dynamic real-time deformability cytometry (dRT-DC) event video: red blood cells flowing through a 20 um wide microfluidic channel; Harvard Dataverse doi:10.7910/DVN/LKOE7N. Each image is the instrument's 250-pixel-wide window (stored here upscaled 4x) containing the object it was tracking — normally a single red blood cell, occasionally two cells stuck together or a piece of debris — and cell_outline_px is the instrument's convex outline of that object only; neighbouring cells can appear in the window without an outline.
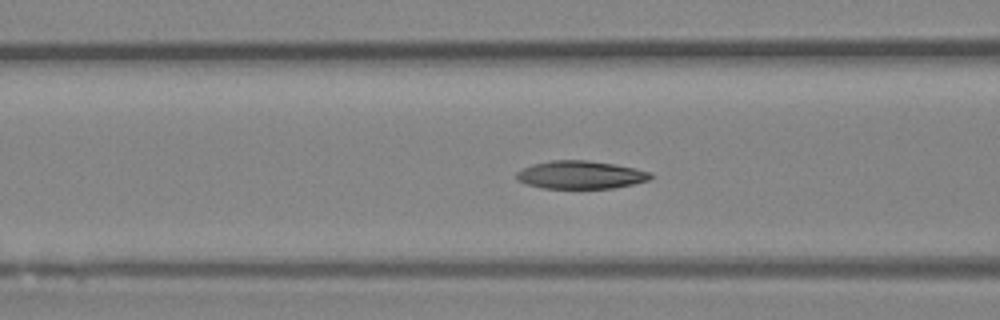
{"species": "Egyptian fruit bat (a non-hibernating species)", "species_latin": "Rousettus aegyptiacus", "temperature_condition": "room temperature", "stored_images_in_passage": 51, "camera_frame_rate_fps": 3000, "um_per_image_px": 0.085, "animal": {"sex": "female"}, "frame": {"image": 1, "passage_image": 20, "time_ms": 6.333, "image_size_px": [1000, 320], "cell_outline_px": [[652, 176], [648, 180], [632, 184], [612, 188], [540, 188], [524, 184], [516, 180], [516, 172], [532, 164], [552, 160], [588, 160], [636, 168], [652, 172]], "centroid_in_image_um": [49.31, 14.86], "position_along_channel_um": 117.3, "area_um2": 21.91}}
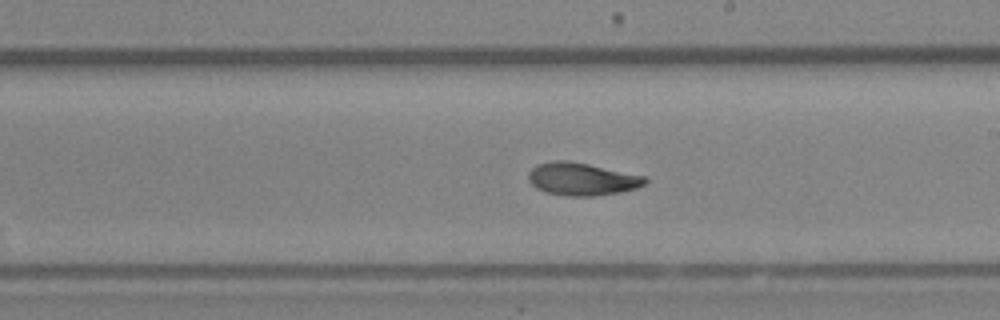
{"frame": {"image": 2, "passage_image": 29, "time_ms": 9.333, "image_size_px": [1000, 320], "cell_outline_px": [[648, 180], [644, 184], [636, 188], [620, 192], [592, 196], [568, 196], [544, 192], [536, 188], [528, 180], [528, 172], [536, 164], [552, 160], [568, 160], [648, 176]], "centroid_in_image_um": [49.45, 15.21], "position_along_channel_um": 239.6, "area_um2": 22.43}}
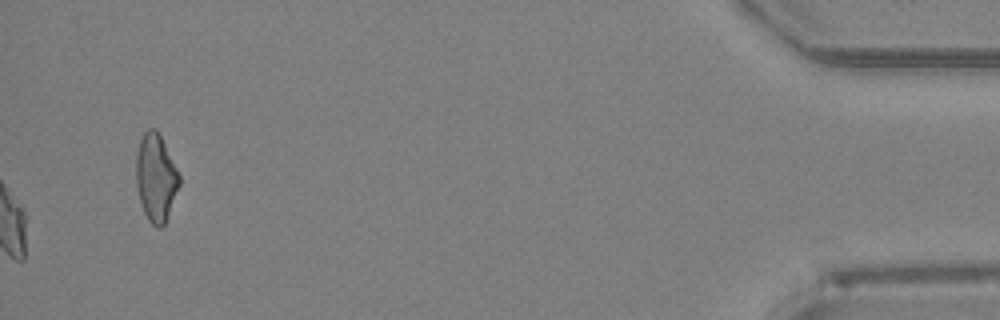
{"frame": {"image": 3, "passage_image": 51, "time_ms": 16.667, "image_size_px": [1000, 320], "cell_outline_px": [[180, 184], [164, 224], [160, 228], [156, 228], [148, 220], [144, 212], [140, 200], [136, 184], [136, 156], [140, 140], [144, 132], [148, 128], [156, 128], [180, 176]], "centroid_in_image_um": [13.23, 15.1], "position_along_channel_um": 422.0, "area_um2": 21.68}, "authors_computed_cell_mechanics": {"area_um2": 22.4264, "velocity_mm_per_s": 4.1035, "shape_relaxation_time_tau1_ms": 4.7596, "shape_relaxation_time_tau2_ms": 2.6417, "deformation_change_tau1": 0.1606, "deformation_change_tau2": 0.0708}}